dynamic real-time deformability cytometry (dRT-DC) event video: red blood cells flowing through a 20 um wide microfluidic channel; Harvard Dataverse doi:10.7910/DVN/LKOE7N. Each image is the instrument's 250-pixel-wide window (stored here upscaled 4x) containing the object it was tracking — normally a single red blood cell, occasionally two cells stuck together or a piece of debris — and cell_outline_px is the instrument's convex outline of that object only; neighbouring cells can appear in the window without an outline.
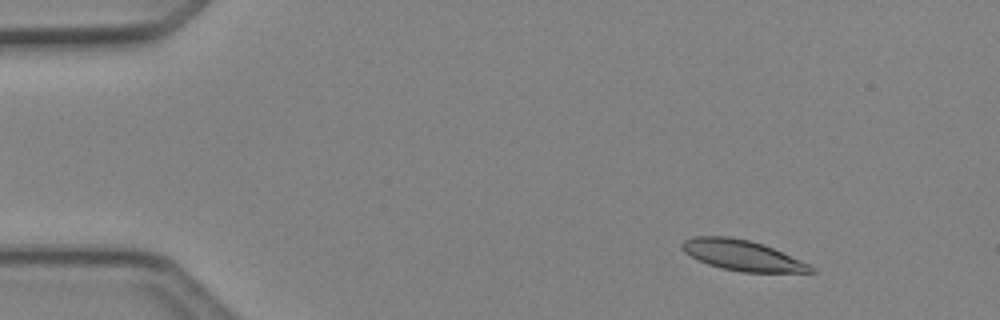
{"species": "Egyptian fruit bat (a non-hibernating species)", "species_latin": "Rousettus aegyptiacus", "temperature_condition": "cold", "stored_images_in_passage": 44, "segment_of_instrument_passage": [1, 2], "camera_frame_rate_fps": 3000, "um_per_image_px": 0.085, "animal": {"sex": "female"}, "frame": {"image": 1, "passage_image": 1, "time_ms": 0.0, "image_size_px": [1000, 320], "cell_outline_px": [[816, 272], [740, 272], [720, 268], [708, 264], [684, 252], [680, 248], [680, 244], [684, 240], [692, 236], [728, 236], [748, 240], [764, 244], [800, 260], [816, 268]], "centroid_in_image_um": [63.06, 21.7], "position_along_channel_um": 21.9, "area_um2": 22.83}}
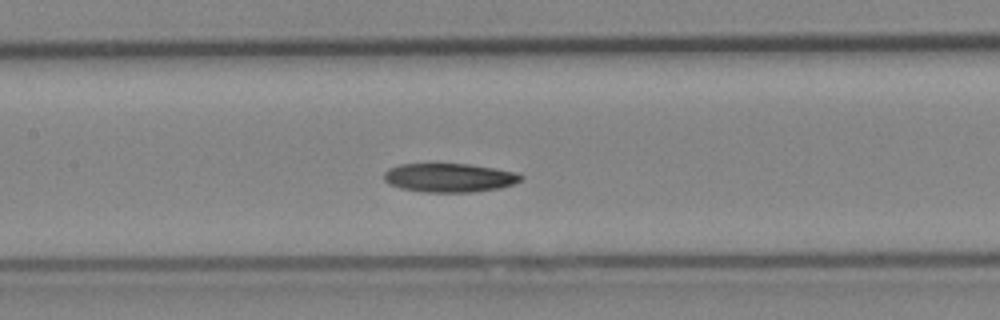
{"frame": {"image": 2, "passage_image": 18, "time_ms": 5.667, "image_size_px": [1000, 320], "cell_outline_px": [[524, 176], [520, 180], [512, 184], [500, 188], [472, 192], [424, 192], [400, 188], [388, 184], [384, 180], [384, 172], [388, 168], [400, 164], [468, 164], [516, 172]], "centroid_in_image_um": [38.15, 15.11], "position_along_channel_um": 169.2, "area_um2": 22.95}}
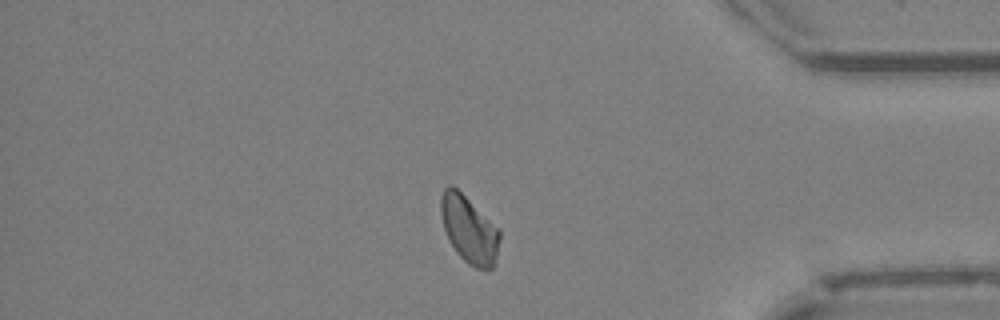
{"frame": {"image": 3, "passage_image": 36, "time_ms": 11.667, "image_size_px": [1000, 320], "cell_outline_px": [[500, 240], [496, 256], [492, 268], [476, 268], [468, 264], [456, 252], [448, 240], [444, 228], [440, 212], [440, 200], [444, 188], [448, 184], [452, 184], [500, 232]], "centroid_in_image_um": [39.82, 19.51], "position_along_channel_um": 395.4, "area_um2": 22.37}}